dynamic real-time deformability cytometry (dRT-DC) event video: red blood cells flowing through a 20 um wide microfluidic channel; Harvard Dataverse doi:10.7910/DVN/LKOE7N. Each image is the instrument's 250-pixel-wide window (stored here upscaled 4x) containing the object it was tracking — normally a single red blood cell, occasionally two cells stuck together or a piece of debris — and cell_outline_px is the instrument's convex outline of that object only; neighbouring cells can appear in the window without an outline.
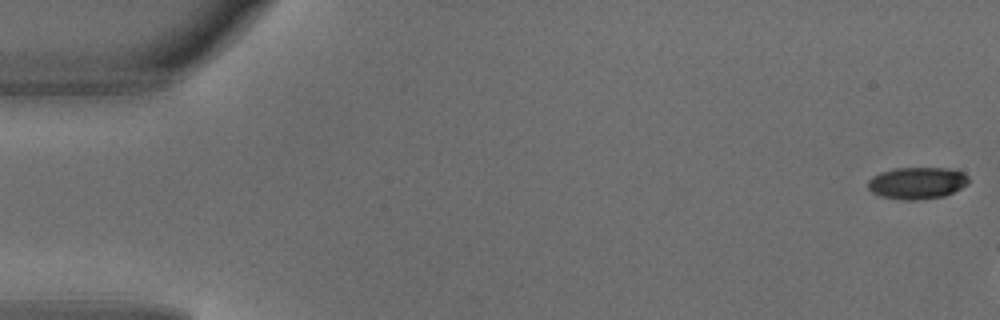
{"species": "common noctule bat (a hibernating species)", "species_latin": "Nyctalus noctula", "temperature_condition": "warm", "stored_images_in_passage": 3, "camera_frame_rate_fps": 3000, "um_per_image_px": 0.085, "animal": {"sex": "male", "body_mass_g": 18.8}, "frame": {"image": 1, "passage_image": 1, "time_ms": 0.0, "image_size_px": [1000, 320], "cell_outline_px": [[968, 184], [944, 196], [912, 200], [904, 200], [880, 196], [872, 192], [868, 188], [868, 180], [872, 176], [880, 172], [896, 168], [948, 168], [964, 172], [968, 176]], "centroid_in_image_um": [77.94, 15.54], "position_along_channel_um": 7.1, "area_um2": 18.67}}